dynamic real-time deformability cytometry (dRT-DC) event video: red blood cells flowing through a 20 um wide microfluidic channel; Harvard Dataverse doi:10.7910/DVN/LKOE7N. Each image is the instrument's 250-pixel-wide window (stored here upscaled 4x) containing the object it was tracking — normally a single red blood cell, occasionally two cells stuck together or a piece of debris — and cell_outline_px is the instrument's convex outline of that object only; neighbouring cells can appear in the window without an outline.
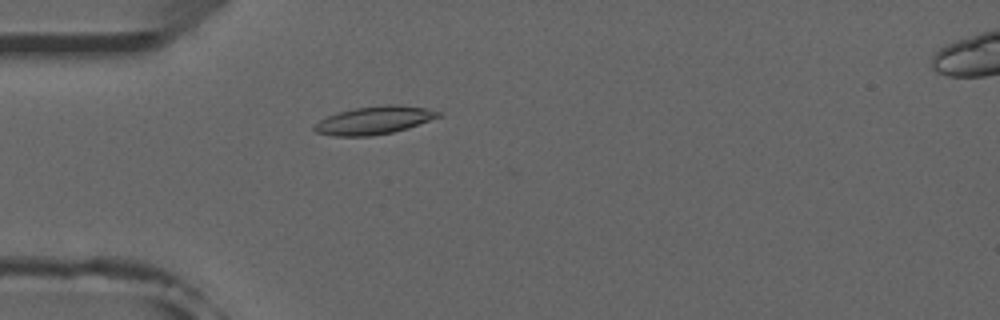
{"species": "common noctule bat (a hibernating species)", "species_latin": "Nyctalus noctula", "temperature_condition": "room temperature", "stored_images_in_passage": 46, "camera_frame_rate_fps": 3000, "um_per_image_px": 0.085, "animal": {"sex": "male", "forearm_length_mm": 52.5}, "frame": {"image": 1, "passage_image": 9, "time_ms": 2.667, "image_size_px": [1000, 320], "cell_outline_px": [[444, 116], [408, 128], [392, 132], [372, 136], [336, 136], [316, 132], [312, 128], [312, 124], [328, 116], [340, 112], [356, 108], [384, 104], [396, 104], [424, 108], [440, 112]], "centroid_in_image_um": [31.82, 10.23], "position_along_channel_um": 53.2, "area_um2": 20.23}}
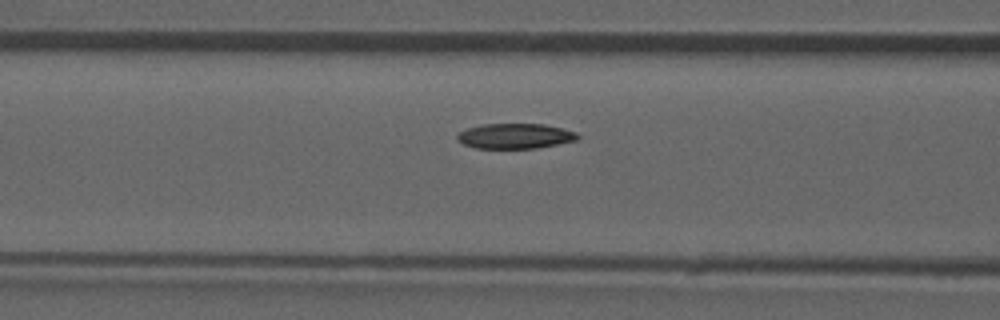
{"frame": {"image": 2, "passage_image": 15, "time_ms": 4.667, "image_size_px": [1000, 320], "cell_outline_px": [[580, 136], [576, 140], [536, 148], [476, 148], [464, 144], [456, 140], [456, 136], [460, 132], [468, 128], [484, 124], [544, 124], [576, 132]], "centroid_in_image_um": [43.76, 11.56], "position_along_channel_um": 122.8, "area_um2": 17.46}}
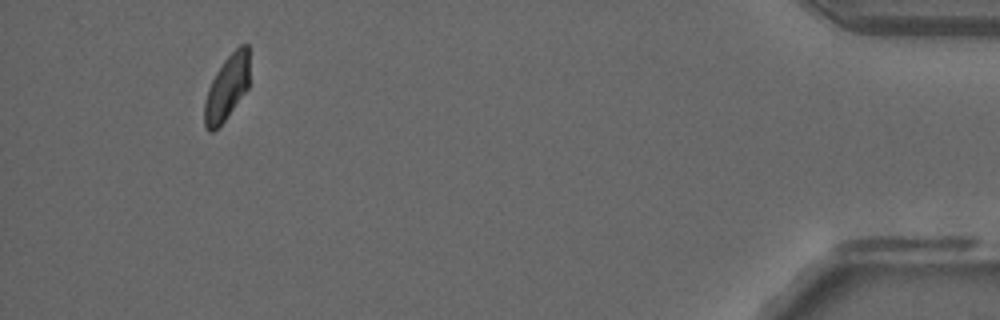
{"frame": {"image": 3, "passage_image": 43, "time_ms": 14.0, "image_size_px": [1000, 320], "cell_outline_px": [[248, 88], [224, 120], [212, 132], [208, 132], [204, 124], [204, 104], [208, 88], [216, 72], [224, 60], [240, 44], [248, 44]], "centroid_in_image_um": [19.27, 7.45], "position_along_channel_um": 415.9, "area_um2": 16.7}, "authors_computed_cell_mechanics": {"area_um2": 18.4671, "velocity_mm_per_s": 3.9067, "shape_relaxation_time_tau1_ms": null, "shape_relaxation_time_tau2_ms": 2.9588, "deformation_change_tau1": null, "deformation_change_tau2": 0.071}}